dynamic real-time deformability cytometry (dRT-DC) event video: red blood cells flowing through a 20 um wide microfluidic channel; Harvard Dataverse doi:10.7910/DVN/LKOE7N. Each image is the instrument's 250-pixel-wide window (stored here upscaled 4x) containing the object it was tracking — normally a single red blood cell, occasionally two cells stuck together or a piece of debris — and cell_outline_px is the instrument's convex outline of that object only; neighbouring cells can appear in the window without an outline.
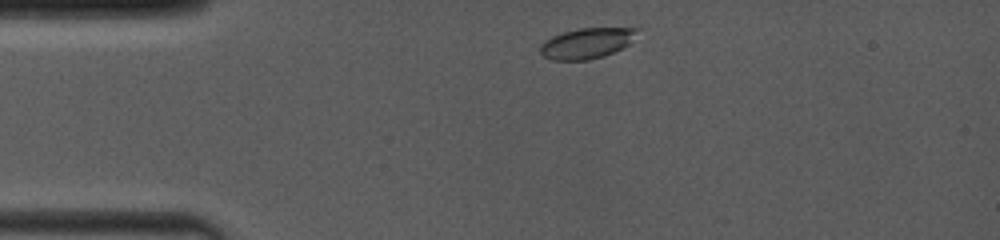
{"species": "common noctule bat (a hibernating species)", "species_latin": "Nyctalus noctula", "temperature_condition": "room temperature", "stored_images_in_passage": 6, "camera_frame_rate_fps": 4000, "um_per_image_px": 0.085, "animal": {"sex": "female", "body_mass_g": 19.0, "forearm_length_mm": 53.3}, "frame": {"image": 1, "passage_image": 1, "time_ms": 0.0, "image_size_px": [1000, 240], "cell_outline_px": [[640, 28], [628, 44], [624, 48], [604, 56], [588, 60], [552, 60], [544, 56], [540, 52], [540, 44], [544, 40], [552, 36], [564, 32], [580, 28]], "centroid_in_image_um": [49.85, 3.68], "position_along_channel_um": 35.1, "area_um2": 17.22}}
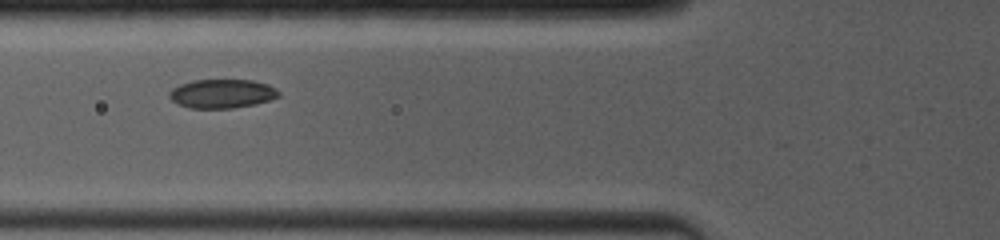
{"frame": {"image": 2, "passage_image": 5, "time_ms": 2.75, "image_size_px": [1000, 240], "cell_outline_px": [[280, 96], [256, 104], [232, 108], [188, 108], [176, 104], [168, 96], [168, 92], [172, 88], [180, 84], [192, 80], [252, 80], [268, 84], [276, 88], [280, 92]], "centroid_in_image_um": [18.85, 7.96], "position_along_channel_um": 107.0, "area_um2": 18.61}}
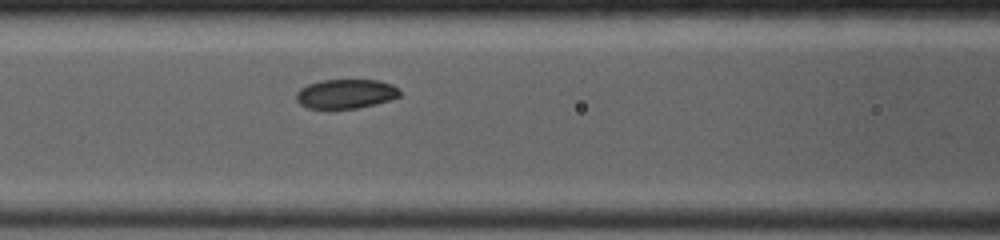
{"frame": {"image": 3, "passage_image": 6, "time_ms": 3.5, "image_size_px": [1000, 240], "cell_outline_px": [[400, 96], [376, 104], [356, 108], [328, 112], [308, 108], [300, 104], [296, 100], [296, 92], [300, 88], [308, 84], [320, 80], [380, 80], [392, 84], [400, 92]], "centroid_in_image_um": [29.32, 8.02], "position_along_channel_um": 137.3, "area_um2": 18.32}}